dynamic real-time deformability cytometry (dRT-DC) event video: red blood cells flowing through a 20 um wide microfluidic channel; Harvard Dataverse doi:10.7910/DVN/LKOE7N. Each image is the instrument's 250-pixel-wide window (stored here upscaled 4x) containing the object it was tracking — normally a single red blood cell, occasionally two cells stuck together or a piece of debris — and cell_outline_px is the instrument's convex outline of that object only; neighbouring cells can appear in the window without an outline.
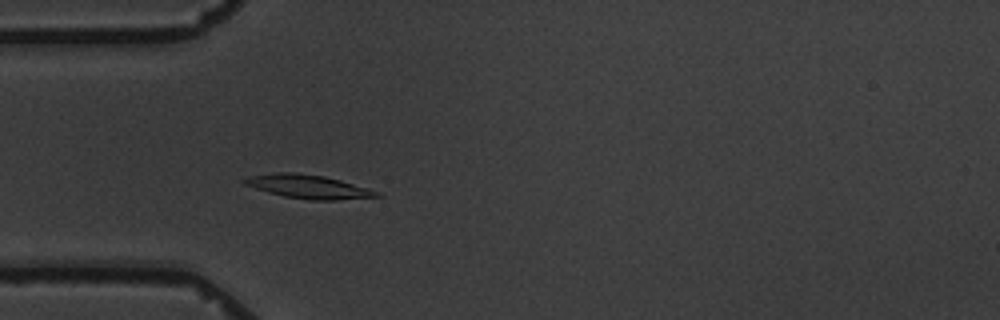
{"species": "common noctule bat (a hibernating species)", "species_latin": "Nyctalus noctula", "temperature_condition": "warm", "stored_images_in_passage": 4, "camera_frame_rate_fps": 3000, "um_per_image_px": 0.085, "animal": {"sex": "male", "body_mass_g": 19.5, "forearm_length_mm": 54.6}, "frame": {"image": 1, "passage_image": 4, "time_ms": 3.333, "image_size_px": [1000, 320], "cell_outline_px": [[380, 196], [336, 200], [312, 200], [284, 196], [268, 192], [244, 184], [240, 180], [248, 176], [276, 172], [296, 172], [324, 176], [340, 180], [368, 188], [380, 192]], "centroid_in_image_um": [26.17, 15.85], "position_along_channel_um": 58.8, "area_um2": 18.15}}